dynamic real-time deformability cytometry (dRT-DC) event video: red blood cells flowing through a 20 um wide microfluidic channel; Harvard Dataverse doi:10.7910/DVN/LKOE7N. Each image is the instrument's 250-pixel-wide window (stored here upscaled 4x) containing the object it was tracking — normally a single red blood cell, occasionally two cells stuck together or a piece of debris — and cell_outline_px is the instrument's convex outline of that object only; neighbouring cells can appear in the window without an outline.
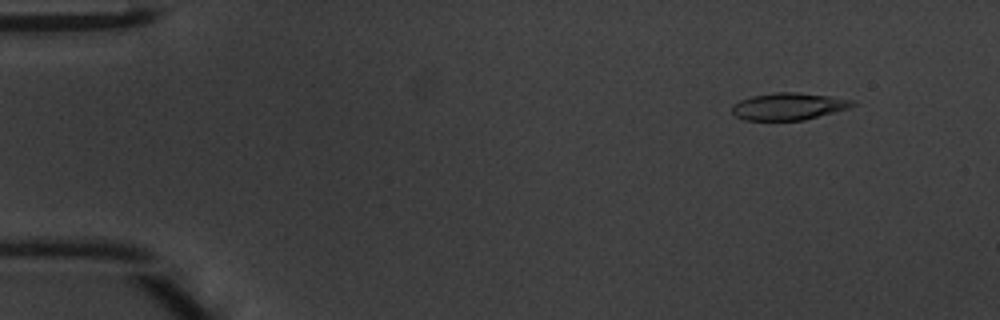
{"species": "common noctule bat (a hibernating species)", "species_latin": "Nyctalus noctula", "temperature_condition": "warm", "stored_images_in_passage": 48, "camera_frame_rate_fps": 3000, "um_per_image_px": 0.085, "animal": {"sex": "male", "body_mass_g": 20.1, "forearm_length_mm": 53.5}, "frame": {"image": 1, "passage_image": 5, "time_ms": 1.333, "image_size_px": [1000, 320], "cell_outline_px": [[856, 104], [848, 108], [804, 120], [744, 120], [736, 116], [732, 112], [732, 104], [740, 100], [752, 96], [776, 92], [796, 92], [828, 96], [856, 100]], "centroid_in_image_um": [67.02, 9.04], "position_along_channel_um": 18.0, "area_um2": 18.96}}
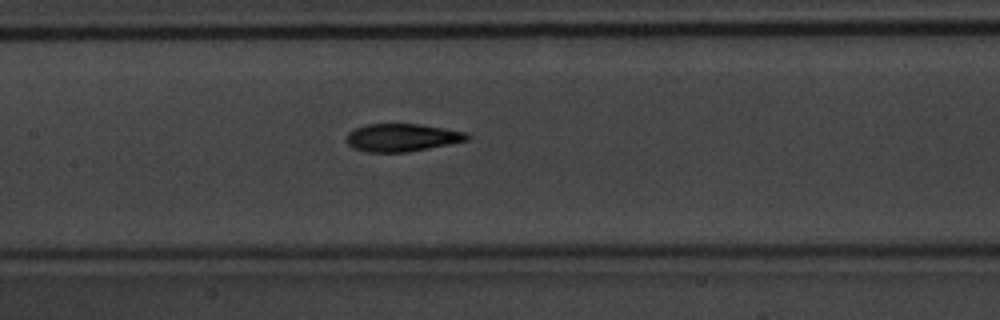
{"frame": {"image": 2, "passage_image": 23, "time_ms": 7.333, "image_size_px": [1000, 320], "cell_outline_px": [[472, 136], [468, 140], [408, 152], [368, 152], [352, 148], [348, 144], [348, 132], [352, 128], [364, 124], [420, 124], [468, 132]], "centroid_in_image_um": [34.17, 11.68], "position_along_channel_um": 173.2, "area_um2": 19.65}}
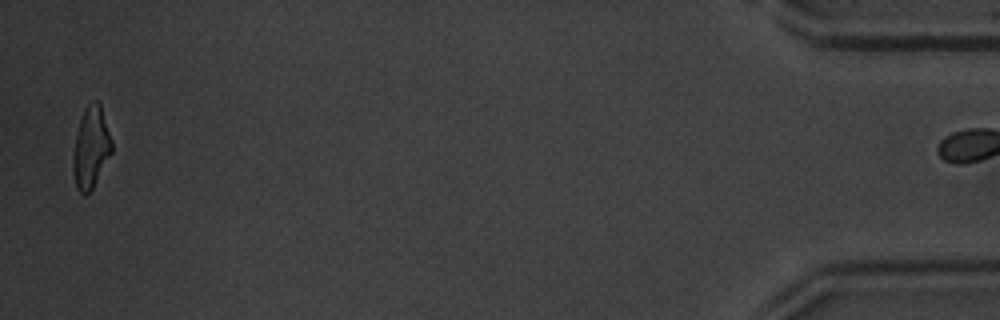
{"frame": {"image": 3, "passage_image": 47, "time_ms": 15.333, "image_size_px": [1000, 320], "cell_outline_px": [[112, 152], [92, 188], [84, 196], [76, 188], [72, 172], [72, 160], [76, 132], [84, 108], [92, 100], [96, 100], [100, 104], [112, 140]], "centroid_in_image_um": [7.71, 12.54], "position_along_channel_um": 427.5, "area_um2": 18.38}}